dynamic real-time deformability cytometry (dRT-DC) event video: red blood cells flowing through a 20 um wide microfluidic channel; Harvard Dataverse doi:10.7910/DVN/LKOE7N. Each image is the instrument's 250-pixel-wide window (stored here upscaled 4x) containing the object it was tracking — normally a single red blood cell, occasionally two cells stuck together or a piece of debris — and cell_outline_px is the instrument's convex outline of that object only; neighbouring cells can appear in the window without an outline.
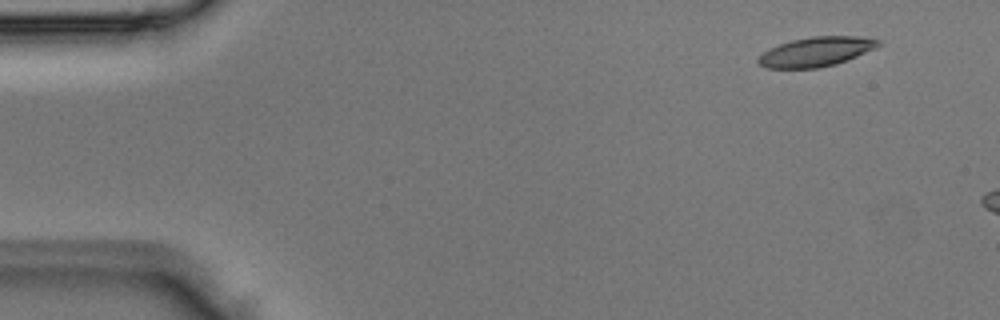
{"species": "Egyptian fruit bat (a non-hibernating species)", "species_latin": "Rousettus aegyptiacus", "temperature_condition": "room temperature", "stored_images_in_passage": 5, "segment_of_instrument_passage": [2, 2], "camera_frame_rate_fps": 3000, "um_per_image_px": 0.085, "animal": {"sex": "male"}, "frame": {"image": 1, "passage_image": 5, "time_ms": 1.333, "image_size_px": [1000, 320], "cell_outline_px": [[880, 44], [876, 48], [836, 64], [816, 68], [764, 68], [756, 60], [764, 52], [780, 44], [792, 40], [812, 36], [856, 36], [880, 40]], "centroid_in_image_um": [69.37, 4.4], "position_along_channel_um": 15.6, "area_um2": 20.35}}